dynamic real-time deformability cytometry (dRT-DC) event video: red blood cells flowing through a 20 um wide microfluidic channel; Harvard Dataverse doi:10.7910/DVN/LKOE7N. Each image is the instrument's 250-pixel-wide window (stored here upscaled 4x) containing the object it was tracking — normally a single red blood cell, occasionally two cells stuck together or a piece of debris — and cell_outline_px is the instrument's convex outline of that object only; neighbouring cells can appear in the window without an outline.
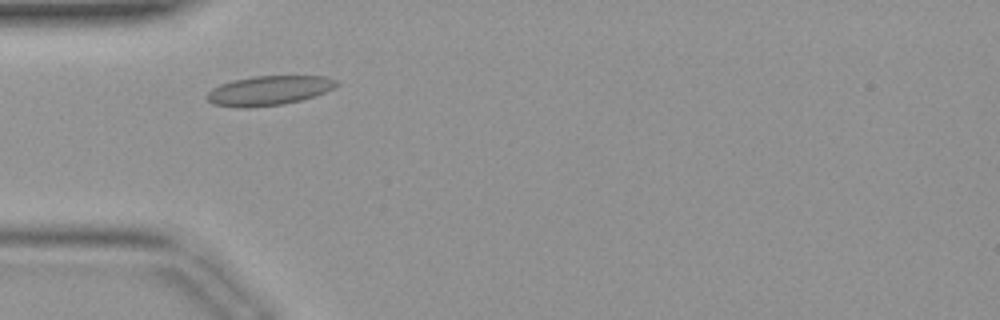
{"species": "common noctule bat (a hibernating species)", "species_latin": "Nyctalus noctula", "temperature_condition": "warm", "stored_images_in_passage": 30, "camera_frame_rate_fps": 3000, "um_per_image_px": 0.085, "animal": {"sex": "female", "body_mass_g": 19.9}, "frame": {"image": 1, "passage_image": 1, "time_ms": 0.0, "image_size_px": [1000, 320], "cell_outline_px": [[340, 84], [324, 92], [300, 100], [284, 104], [248, 108], [240, 108], [216, 104], [208, 100], [204, 96], [212, 88], [220, 84], [232, 80], [252, 76], [324, 76], [336, 80]], "centroid_in_image_um": [22.81, 7.69], "position_along_channel_um": 62.2, "area_um2": 22.2}}
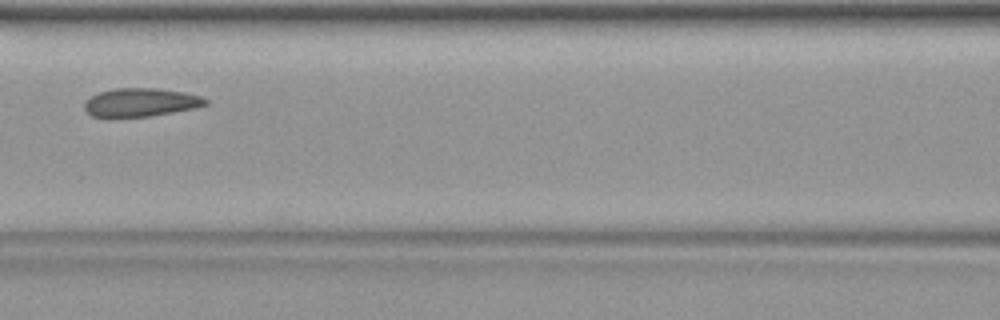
{"frame": {"image": 2, "passage_image": 7, "time_ms": 2.0, "image_size_px": [1000, 320], "cell_outline_px": [[208, 104], [196, 108], [152, 116], [112, 120], [108, 120], [92, 116], [84, 108], [84, 100], [100, 92], [116, 88], [156, 88], [184, 92], [200, 96], [208, 100]], "centroid_in_image_um": [11.91, 8.75], "position_along_channel_um": 154.7, "area_um2": 20.81}}
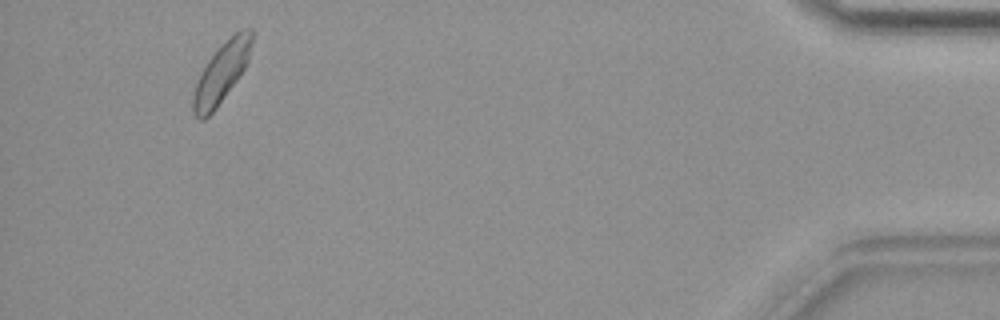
{"frame": {"image": 3, "passage_image": 28, "time_ms": 9.0, "image_size_px": [1000, 320], "cell_outline_px": [[252, 40], [248, 60], [244, 68], [236, 80], [216, 108], [204, 120], [200, 120], [192, 112], [192, 96], [200, 72], [208, 60], [240, 28], [252, 28]], "centroid_in_image_um": [18.8, 6.22], "position_along_channel_um": 416.4, "area_um2": 19.94}}